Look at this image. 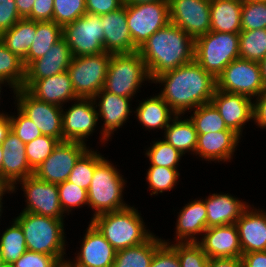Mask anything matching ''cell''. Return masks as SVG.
<instances>
[{
    "label": "cell",
    "instance_id": "1",
    "mask_svg": "<svg viewBox=\"0 0 266 267\" xmlns=\"http://www.w3.org/2000/svg\"><path fill=\"white\" fill-rule=\"evenodd\" d=\"M152 81L164 85L159 95L176 115L210 103L216 90V78L195 60L161 73Z\"/></svg>",
    "mask_w": 266,
    "mask_h": 267
},
{
    "label": "cell",
    "instance_id": "2",
    "mask_svg": "<svg viewBox=\"0 0 266 267\" xmlns=\"http://www.w3.org/2000/svg\"><path fill=\"white\" fill-rule=\"evenodd\" d=\"M195 39L180 27L168 23L138 48L152 80L169 70L194 61Z\"/></svg>",
    "mask_w": 266,
    "mask_h": 267
},
{
    "label": "cell",
    "instance_id": "3",
    "mask_svg": "<svg viewBox=\"0 0 266 267\" xmlns=\"http://www.w3.org/2000/svg\"><path fill=\"white\" fill-rule=\"evenodd\" d=\"M91 223L116 251L144 243L154 235L145 229L141 214L134 206L97 215L91 218Z\"/></svg>",
    "mask_w": 266,
    "mask_h": 267
},
{
    "label": "cell",
    "instance_id": "4",
    "mask_svg": "<svg viewBox=\"0 0 266 267\" xmlns=\"http://www.w3.org/2000/svg\"><path fill=\"white\" fill-rule=\"evenodd\" d=\"M63 219L22 212L14 220L21 226L27 250L52 255L61 262L66 254Z\"/></svg>",
    "mask_w": 266,
    "mask_h": 267
},
{
    "label": "cell",
    "instance_id": "5",
    "mask_svg": "<svg viewBox=\"0 0 266 267\" xmlns=\"http://www.w3.org/2000/svg\"><path fill=\"white\" fill-rule=\"evenodd\" d=\"M126 180L104 157L96 164L87 190L88 206L95 210L93 217L128 207L123 201Z\"/></svg>",
    "mask_w": 266,
    "mask_h": 267
},
{
    "label": "cell",
    "instance_id": "6",
    "mask_svg": "<svg viewBox=\"0 0 266 267\" xmlns=\"http://www.w3.org/2000/svg\"><path fill=\"white\" fill-rule=\"evenodd\" d=\"M146 80L150 82L151 79L138 51L112 54L103 89L115 95L133 98Z\"/></svg>",
    "mask_w": 266,
    "mask_h": 267
},
{
    "label": "cell",
    "instance_id": "7",
    "mask_svg": "<svg viewBox=\"0 0 266 267\" xmlns=\"http://www.w3.org/2000/svg\"><path fill=\"white\" fill-rule=\"evenodd\" d=\"M239 34L209 31L195 39L194 60L215 78L239 59Z\"/></svg>",
    "mask_w": 266,
    "mask_h": 267
},
{
    "label": "cell",
    "instance_id": "8",
    "mask_svg": "<svg viewBox=\"0 0 266 267\" xmlns=\"http://www.w3.org/2000/svg\"><path fill=\"white\" fill-rule=\"evenodd\" d=\"M111 53L73 57L67 72L80 98H93L104 87Z\"/></svg>",
    "mask_w": 266,
    "mask_h": 267
},
{
    "label": "cell",
    "instance_id": "9",
    "mask_svg": "<svg viewBox=\"0 0 266 267\" xmlns=\"http://www.w3.org/2000/svg\"><path fill=\"white\" fill-rule=\"evenodd\" d=\"M127 24L138 49L159 29L170 23L169 1L126 4Z\"/></svg>",
    "mask_w": 266,
    "mask_h": 267
},
{
    "label": "cell",
    "instance_id": "10",
    "mask_svg": "<svg viewBox=\"0 0 266 267\" xmlns=\"http://www.w3.org/2000/svg\"><path fill=\"white\" fill-rule=\"evenodd\" d=\"M62 38L73 57L105 52L101 15L86 13L73 23L62 27Z\"/></svg>",
    "mask_w": 266,
    "mask_h": 267
},
{
    "label": "cell",
    "instance_id": "11",
    "mask_svg": "<svg viewBox=\"0 0 266 267\" xmlns=\"http://www.w3.org/2000/svg\"><path fill=\"white\" fill-rule=\"evenodd\" d=\"M216 89L258 97L265 90L259 62L241 58L233 60L216 78Z\"/></svg>",
    "mask_w": 266,
    "mask_h": 267
},
{
    "label": "cell",
    "instance_id": "12",
    "mask_svg": "<svg viewBox=\"0 0 266 267\" xmlns=\"http://www.w3.org/2000/svg\"><path fill=\"white\" fill-rule=\"evenodd\" d=\"M17 107L27 115L42 135L57 138L63 141L62 131V107L46 103L32 96L26 89L20 88L13 90Z\"/></svg>",
    "mask_w": 266,
    "mask_h": 267
},
{
    "label": "cell",
    "instance_id": "13",
    "mask_svg": "<svg viewBox=\"0 0 266 267\" xmlns=\"http://www.w3.org/2000/svg\"><path fill=\"white\" fill-rule=\"evenodd\" d=\"M88 149L82 142L61 141L34 170V175L48 183H62L68 179L76 162Z\"/></svg>",
    "mask_w": 266,
    "mask_h": 267
},
{
    "label": "cell",
    "instance_id": "14",
    "mask_svg": "<svg viewBox=\"0 0 266 267\" xmlns=\"http://www.w3.org/2000/svg\"><path fill=\"white\" fill-rule=\"evenodd\" d=\"M170 22L196 39L211 31L210 0H169Z\"/></svg>",
    "mask_w": 266,
    "mask_h": 267
},
{
    "label": "cell",
    "instance_id": "15",
    "mask_svg": "<svg viewBox=\"0 0 266 267\" xmlns=\"http://www.w3.org/2000/svg\"><path fill=\"white\" fill-rule=\"evenodd\" d=\"M22 185L26 197V207L22 212L34 213L51 218H63L65 215L58 195V186L38 179L35 175L17 181Z\"/></svg>",
    "mask_w": 266,
    "mask_h": 267
},
{
    "label": "cell",
    "instance_id": "16",
    "mask_svg": "<svg viewBox=\"0 0 266 267\" xmlns=\"http://www.w3.org/2000/svg\"><path fill=\"white\" fill-rule=\"evenodd\" d=\"M65 112L62 109L63 141H76L84 144L95 130L99 120L97 106L92 98H77Z\"/></svg>",
    "mask_w": 266,
    "mask_h": 267
},
{
    "label": "cell",
    "instance_id": "17",
    "mask_svg": "<svg viewBox=\"0 0 266 267\" xmlns=\"http://www.w3.org/2000/svg\"><path fill=\"white\" fill-rule=\"evenodd\" d=\"M253 98L243 94L229 93L216 89L211 103L219 111L228 129L240 137L243 127L253 120Z\"/></svg>",
    "mask_w": 266,
    "mask_h": 267
},
{
    "label": "cell",
    "instance_id": "18",
    "mask_svg": "<svg viewBox=\"0 0 266 267\" xmlns=\"http://www.w3.org/2000/svg\"><path fill=\"white\" fill-rule=\"evenodd\" d=\"M197 243L208 258H241L242 249L236 224L209 227Z\"/></svg>",
    "mask_w": 266,
    "mask_h": 267
},
{
    "label": "cell",
    "instance_id": "19",
    "mask_svg": "<svg viewBox=\"0 0 266 267\" xmlns=\"http://www.w3.org/2000/svg\"><path fill=\"white\" fill-rule=\"evenodd\" d=\"M22 88L41 101L61 107L65 102L79 98L67 71L44 79L25 80Z\"/></svg>",
    "mask_w": 266,
    "mask_h": 267
},
{
    "label": "cell",
    "instance_id": "20",
    "mask_svg": "<svg viewBox=\"0 0 266 267\" xmlns=\"http://www.w3.org/2000/svg\"><path fill=\"white\" fill-rule=\"evenodd\" d=\"M104 31V49L111 54L133 53L138 51L129 32L126 4L119 9L101 15Z\"/></svg>",
    "mask_w": 266,
    "mask_h": 267
},
{
    "label": "cell",
    "instance_id": "21",
    "mask_svg": "<svg viewBox=\"0 0 266 267\" xmlns=\"http://www.w3.org/2000/svg\"><path fill=\"white\" fill-rule=\"evenodd\" d=\"M92 99L96 106L98 105L99 107L97 111L98 117L104 120L103 129L100 131L102 135L101 139L103 140H101V142L104 143L108 141L111 134H113L116 129L122 127L123 124L126 123L125 121L132 112L130 110V101H132V99L115 95L104 89L99 91ZM97 100H99V103L96 102Z\"/></svg>",
    "mask_w": 266,
    "mask_h": 267
},
{
    "label": "cell",
    "instance_id": "22",
    "mask_svg": "<svg viewBox=\"0 0 266 267\" xmlns=\"http://www.w3.org/2000/svg\"><path fill=\"white\" fill-rule=\"evenodd\" d=\"M2 146L4 150L1 175L13 186L14 192L17 181L34 175V170L28 163L25 143L12 131L5 138Z\"/></svg>",
    "mask_w": 266,
    "mask_h": 267
},
{
    "label": "cell",
    "instance_id": "23",
    "mask_svg": "<svg viewBox=\"0 0 266 267\" xmlns=\"http://www.w3.org/2000/svg\"><path fill=\"white\" fill-rule=\"evenodd\" d=\"M250 209L249 205L235 223L243 254L266 251V212Z\"/></svg>",
    "mask_w": 266,
    "mask_h": 267
},
{
    "label": "cell",
    "instance_id": "24",
    "mask_svg": "<svg viewBox=\"0 0 266 267\" xmlns=\"http://www.w3.org/2000/svg\"><path fill=\"white\" fill-rule=\"evenodd\" d=\"M240 139L241 137L233 130L198 134L195 154L206 161L229 162Z\"/></svg>",
    "mask_w": 266,
    "mask_h": 267
},
{
    "label": "cell",
    "instance_id": "25",
    "mask_svg": "<svg viewBox=\"0 0 266 267\" xmlns=\"http://www.w3.org/2000/svg\"><path fill=\"white\" fill-rule=\"evenodd\" d=\"M75 259L89 267H112L116 250L90 222Z\"/></svg>",
    "mask_w": 266,
    "mask_h": 267
},
{
    "label": "cell",
    "instance_id": "26",
    "mask_svg": "<svg viewBox=\"0 0 266 267\" xmlns=\"http://www.w3.org/2000/svg\"><path fill=\"white\" fill-rule=\"evenodd\" d=\"M73 55L63 38L26 68L25 80H39L67 71Z\"/></svg>",
    "mask_w": 266,
    "mask_h": 267
},
{
    "label": "cell",
    "instance_id": "27",
    "mask_svg": "<svg viewBox=\"0 0 266 267\" xmlns=\"http://www.w3.org/2000/svg\"><path fill=\"white\" fill-rule=\"evenodd\" d=\"M207 210V228L235 224L249 206L230 194H212L205 200ZM248 204V205H247Z\"/></svg>",
    "mask_w": 266,
    "mask_h": 267
},
{
    "label": "cell",
    "instance_id": "28",
    "mask_svg": "<svg viewBox=\"0 0 266 267\" xmlns=\"http://www.w3.org/2000/svg\"><path fill=\"white\" fill-rule=\"evenodd\" d=\"M176 223L177 242H197L196 235L207 229V210L204 199L194 200L186 204L178 213Z\"/></svg>",
    "mask_w": 266,
    "mask_h": 267
},
{
    "label": "cell",
    "instance_id": "29",
    "mask_svg": "<svg viewBox=\"0 0 266 267\" xmlns=\"http://www.w3.org/2000/svg\"><path fill=\"white\" fill-rule=\"evenodd\" d=\"M242 4V0H210L211 31L239 34Z\"/></svg>",
    "mask_w": 266,
    "mask_h": 267
},
{
    "label": "cell",
    "instance_id": "30",
    "mask_svg": "<svg viewBox=\"0 0 266 267\" xmlns=\"http://www.w3.org/2000/svg\"><path fill=\"white\" fill-rule=\"evenodd\" d=\"M137 107L134 113L141 125L148 130H165L176 115L159 94L141 101Z\"/></svg>",
    "mask_w": 266,
    "mask_h": 267
},
{
    "label": "cell",
    "instance_id": "31",
    "mask_svg": "<svg viewBox=\"0 0 266 267\" xmlns=\"http://www.w3.org/2000/svg\"><path fill=\"white\" fill-rule=\"evenodd\" d=\"M36 35V21L26 18L19 20L12 28L0 34L1 42L22 60L33 43Z\"/></svg>",
    "mask_w": 266,
    "mask_h": 267
},
{
    "label": "cell",
    "instance_id": "32",
    "mask_svg": "<svg viewBox=\"0 0 266 267\" xmlns=\"http://www.w3.org/2000/svg\"><path fill=\"white\" fill-rule=\"evenodd\" d=\"M164 131L163 139L182 154L195 153L198 133L190 118L182 120L180 115H175Z\"/></svg>",
    "mask_w": 266,
    "mask_h": 267
},
{
    "label": "cell",
    "instance_id": "33",
    "mask_svg": "<svg viewBox=\"0 0 266 267\" xmlns=\"http://www.w3.org/2000/svg\"><path fill=\"white\" fill-rule=\"evenodd\" d=\"M155 236L139 245L116 251L112 267H150L155 251L164 243Z\"/></svg>",
    "mask_w": 266,
    "mask_h": 267
},
{
    "label": "cell",
    "instance_id": "34",
    "mask_svg": "<svg viewBox=\"0 0 266 267\" xmlns=\"http://www.w3.org/2000/svg\"><path fill=\"white\" fill-rule=\"evenodd\" d=\"M62 38V27L54 21H36V35L33 43L23 59L27 68L34 60L45 55L50 48Z\"/></svg>",
    "mask_w": 266,
    "mask_h": 267
},
{
    "label": "cell",
    "instance_id": "35",
    "mask_svg": "<svg viewBox=\"0 0 266 267\" xmlns=\"http://www.w3.org/2000/svg\"><path fill=\"white\" fill-rule=\"evenodd\" d=\"M26 67L23 60L12 53L0 40V79L7 82L12 90L23 87Z\"/></svg>",
    "mask_w": 266,
    "mask_h": 267
},
{
    "label": "cell",
    "instance_id": "36",
    "mask_svg": "<svg viewBox=\"0 0 266 267\" xmlns=\"http://www.w3.org/2000/svg\"><path fill=\"white\" fill-rule=\"evenodd\" d=\"M0 237V250L3 263L12 265L26 251V241L21 226L13 219Z\"/></svg>",
    "mask_w": 266,
    "mask_h": 267
},
{
    "label": "cell",
    "instance_id": "37",
    "mask_svg": "<svg viewBox=\"0 0 266 267\" xmlns=\"http://www.w3.org/2000/svg\"><path fill=\"white\" fill-rule=\"evenodd\" d=\"M241 59L260 62L266 55V29L241 31L239 33Z\"/></svg>",
    "mask_w": 266,
    "mask_h": 267
},
{
    "label": "cell",
    "instance_id": "38",
    "mask_svg": "<svg viewBox=\"0 0 266 267\" xmlns=\"http://www.w3.org/2000/svg\"><path fill=\"white\" fill-rule=\"evenodd\" d=\"M192 111L194 112L189 118L198 134L231 130L227 128L224 119L211 102L200 105Z\"/></svg>",
    "mask_w": 266,
    "mask_h": 267
},
{
    "label": "cell",
    "instance_id": "39",
    "mask_svg": "<svg viewBox=\"0 0 266 267\" xmlns=\"http://www.w3.org/2000/svg\"><path fill=\"white\" fill-rule=\"evenodd\" d=\"M102 158L99 152L88 149L76 162L67 181L88 190L95 166Z\"/></svg>",
    "mask_w": 266,
    "mask_h": 267
},
{
    "label": "cell",
    "instance_id": "40",
    "mask_svg": "<svg viewBox=\"0 0 266 267\" xmlns=\"http://www.w3.org/2000/svg\"><path fill=\"white\" fill-rule=\"evenodd\" d=\"M146 175L148 188L152 190L150 195H157L158 192L163 193L172 190L176 186L180 173L178 169L150 165Z\"/></svg>",
    "mask_w": 266,
    "mask_h": 267
},
{
    "label": "cell",
    "instance_id": "41",
    "mask_svg": "<svg viewBox=\"0 0 266 267\" xmlns=\"http://www.w3.org/2000/svg\"><path fill=\"white\" fill-rule=\"evenodd\" d=\"M145 155L149 158L151 165L163 166L177 169L178 163L183 154L175 149L171 144L164 139L153 142Z\"/></svg>",
    "mask_w": 266,
    "mask_h": 267
},
{
    "label": "cell",
    "instance_id": "42",
    "mask_svg": "<svg viewBox=\"0 0 266 267\" xmlns=\"http://www.w3.org/2000/svg\"><path fill=\"white\" fill-rule=\"evenodd\" d=\"M164 243L177 252L181 267H208L209 258L197 242Z\"/></svg>",
    "mask_w": 266,
    "mask_h": 267
},
{
    "label": "cell",
    "instance_id": "43",
    "mask_svg": "<svg viewBox=\"0 0 266 267\" xmlns=\"http://www.w3.org/2000/svg\"><path fill=\"white\" fill-rule=\"evenodd\" d=\"M242 31L266 29V0L243 1Z\"/></svg>",
    "mask_w": 266,
    "mask_h": 267
},
{
    "label": "cell",
    "instance_id": "44",
    "mask_svg": "<svg viewBox=\"0 0 266 267\" xmlns=\"http://www.w3.org/2000/svg\"><path fill=\"white\" fill-rule=\"evenodd\" d=\"M60 141L57 138L41 135L25 144L29 166L35 170L53 152Z\"/></svg>",
    "mask_w": 266,
    "mask_h": 267
},
{
    "label": "cell",
    "instance_id": "45",
    "mask_svg": "<svg viewBox=\"0 0 266 267\" xmlns=\"http://www.w3.org/2000/svg\"><path fill=\"white\" fill-rule=\"evenodd\" d=\"M86 14V0H54L53 21L64 27Z\"/></svg>",
    "mask_w": 266,
    "mask_h": 267
},
{
    "label": "cell",
    "instance_id": "46",
    "mask_svg": "<svg viewBox=\"0 0 266 267\" xmlns=\"http://www.w3.org/2000/svg\"><path fill=\"white\" fill-rule=\"evenodd\" d=\"M57 186L59 202L64 213L71 212L73 208L88 205L87 190L67 180Z\"/></svg>",
    "mask_w": 266,
    "mask_h": 267
},
{
    "label": "cell",
    "instance_id": "47",
    "mask_svg": "<svg viewBox=\"0 0 266 267\" xmlns=\"http://www.w3.org/2000/svg\"><path fill=\"white\" fill-rule=\"evenodd\" d=\"M17 116H10L11 131L18 136L23 143L31 142L40 137L42 132L34 122L17 107Z\"/></svg>",
    "mask_w": 266,
    "mask_h": 267
},
{
    "label": "cell",
    "instance_id": "48",
    "mask_svg": "<svg viewBox=\"0 0 266 267\" xmlns=\"http://www.w3.org/2000/svg\"><path fill=\"white\" fill-rule=\"evenodd\" d=\"M61 262L52 255L27 250L12 267H58Z\"/></svg>",
    "mask_w": 266,
    "mask_h": 267
},
{
    "label": "cell",
    "instance_id": "49",
    "mask_svg": "<svg viewBox=\"0 0 266 267\" xmlns=\"http://www.w3.org/2000/svg\"><path fill=\"white\" fill-rule=\"evenodd\" d=\"M150 267H181L177 252L163 243L154 253Z\"/></svg>",
    "mask_w": 266,
    "mask_h": 267
},
{
    "label": "cell",
    "instance_id": "50",
    "mask_svg": "<svg viewBox=\"0 0 266 267\" xmlns=\"http://www.w3.org/2000/svg\"><path fill=\"white\" fill-rule=\"evenodd\" d=\"M21 19L15 0H0V34L12 28Z\"/></svg>",
    "mask_w": 266,
    "mask_h": 267
},
{
    "label": "cell",
    "instance_id": "51",
    "mask_svg": "<svg viewBox=\"0 0 266 267\" xmlns=\"http://www.w3.org/2000/svg\"><path fill=\"white\" fill-rule=\"evenodd\" d=\"M124 5V0H86V13L93 15L107 14Z\"/></svg>",
    "mask_w": 266,
    "mask_h": 267
},
{
    "label": "cell",
    "instance_id": "52",
    "mask_svg": "<svg viewBox=\"0 0 266 267\" xmlns=\"http://www.w3.org/2000/svg\"><path fill=\"white\" fill-rule=\"evenodd\" d=\"M54 0H35L31 14L26 18L32 21H53Z\"/></svg>",
    "mask_w": 266,
    "mask_h": 267
},
{
    "label": "cell",
    "instance_id": "53",
    "mask_svg": "<svg viewBox=\"0 0 266 267\" xmlns=\"http://www.w3.org/2000/svg\"><path fill=\"white\" fill-rule=\"evenodd\" d=\"M255 99L253 100L254 124H257L259 128H266V89Z\"/></svg>",
    "mask_w": 266,
    "mask_h": 267
},
{
    "label": "cell",
    "instance_id": "54",
    "mask_svg": "<svg viewBox=\"0 0 266 267\" xmlns=\"http://www.w3.org/2000/svg\"><path fill=\"white\" fill-rule=\"evenodd\" d=\"M243 267H266V251L242 254Z\"/></svg>",
    "mask_w": 266,
    "mask_h": 267
},
{
    "label": "cell",
    "instance_id": "55",
    "mask_svg": "<svg viewBox=\"0 0 266 267\" xmlns=\"http://www.w3.org/2000/svg\"><path fill=\"white\" fill-rule=\"evenodd\" d=\"M208 267H243L241 258H209Z\"/></svg>",
    "mask_w": 266,
    "mask_h": 267
},
{
    "label": "cell",
    "instance_id": "56",
    "mask_svg": "<svg viewBox=\"0 0 266 267\" xmlns=\"http://www.w3.org/2000/svg\"><path fill=\"white\" fill-rule=\"evenodd\" d=\"M34 1L35 0H15L21 18H27L31 14Z\"/></svg>",
    "mask_w": 266,
    "mask_h": 267
},
{
    "label": "cell",
    "instance_id": "57",
    "mask_svg": "<svg viewBox=\"0 0 266 267\" xmlns=\"http://www.w3.org/2000/svg\"><path fill=\"white\" fill-rule=\"evenodd\" d=\"M11 131L10 115L4 114L0 116V144L3 143L7 135Z\"/></svg>",
    "mask_w": 266,
    "mask_h": 267
},
{
    "label": "cell",
    "instance_id": "58",
    "mask_svg": "<svg viewBox=\"0 0 266 267\" xmlns=\"http://www.w3.org/2000/svg\"><path fill=\"white\" fill-rule=\"evenodd\" d=\"M7 193H13V186L2 176L0 175V201H3V195Z\"/></svg>",
    "mask_w": 266,
    "mask_h": 267
},
{
    "label": "cell",
    "instance_id": "59",
    "mask_svg": "<svg viewBox=\"0 0 266 267\" xmlns=\"http://www.w3.org/2000/svg\"><path fill=\"white\" fill-rule=\"evenodd\" d=\"M61 264L64 266V267H89L85 264H82L80 263L79 261L77 260H74L73 262L68 260L67 259L65 260L64 258L61 260Z\"/></svg>",
    "mask_w": 266,
    "mask_h": 267
},
{
    "label": "cell",
    "instance_id": "60",
    "mask_svg": "<svg viewBox=\"0 0 266 267\" xmlns=\"http://www.w3.org/2000/svg\"><path fill=\"white\" fill-rule=\"evenodd\" d=\"M260 69H261V77L263 81V85L266 89V55L265 57L259 62Z\"/></svg>",
    "mask_w": 266,
    "mask_h": 267
},
{
    "label": "cell",
    "instance_id": "61",
    "mask_svg": "<svg viewBox=\"0 0 266 267\" xmlns=\"http://www.w3.org/2000/svg\"><path fill=\"white\" fill-rule=\"evenodd\" d=\"M156 1H169V0H124V4H145Z\"/></svg>",
    "mask_w": 266,
    "mask_h": 267
},
{
    "label": "cell",
    "instance_id": "62",
    "mask_svg": "<svg viewBox=\"0 0 266 267\" xmlns=\"http://www.w3.org/2000/svg\"><path fill=\"white\" fill-rule=\"evenodd\" d=\"M3 146L0 144V175H1V168H2V159H3Z\"/></svg>",
    "mask_w": 266,
    "mask_h": 267
},
{
    "label": "cell",
    "instance_id": "63",
    "mask_svg": "<svg viewBox=\"0 0 266 267\" xmlns=\"http://www.w3.org/2000/svg\"><path fill=\"white\" fill-rule=\"evenodd\" d=\"M4 83H6V81L0 79V92H1V86H2ZM1 84H2V85H1ZM0 94H1V93H0ZM0 98H1V97H0ZM1 115H4V113H3V112L0 113V116H1Z\"/></svg>",
    "mask_w": 266,
    "mask_h": 267
},
{
    "label": "cell",
    "instance_id": "64",
    "mask_svg": "<svg viewBox=\"0 0 266 267\" xmlns=\"http://www.w3.org/2000/svg\"><path fill=\"white\" fill-rule=\"evenodd\" d=\"M5 264L3 263L2 256H1V250H0V267H3Z\"/></svg>",
    "mask_w": 266,
    "mask_h": 267
},
{
    "label": "cell",
    "instance_id": "65",
    "mask_svg": "<svg viewBox=\"0 0 266 267\" xmlns=\"http://www.w3.org/2000/svg\"><path fill=\"white\" fill-rule=\"evenodd\" d=\"M2 204H3V202H2V201H0V217H1V215H2L1 213H2V210H3V209H2V207H3V205H2Z\"/></svg>",
    "mask_w": 266,
    "mask_h": 267
}]
</instances>
